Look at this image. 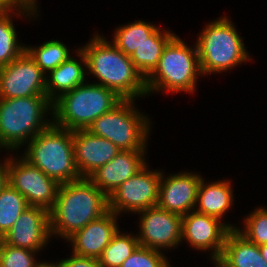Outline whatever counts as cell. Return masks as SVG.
<instances>
[{"instance_id": "cell-14", "label": "cell", "mask_w": 267, "mask_h": 267, "mask_svg": "<svg viewBox=\"0 0 267 267\" xmlns=\"http://www.w3.org/2000/svg\"><path fill=\"white\" fill-rule=\"evenodd\" d=\"M164 171L162 169L157 206L181 216L194 210L198 188L203 178L201 173L185 170L165 174Z\"/></svg>"}, {"instance_id": "cell-34", "label": "cell", "mask_w": 267, "mask_h": 267, "mask_svg": "<svg viewBox=\"0 0 267 267\" xmlns=\"http://www.w3.org/2000/svg\"><path fill=\"white\" fill-rule=\"evenodd\" d=\"M13 9L8 0H0V15L6 14Z\"/></svg>"}, {"instance_id": "cell-22", "label": "cell", "mask_w": 267, "mask_h": 267, "mask_svg": "<svg viewBox=\"0 0 267 267\" xmlns=\"http://www.w3.org/2000/svg\"><path fill=\"white\" fill-rule=\"evenodd\" d=\"M14 16L16 19L20 17L22 20L29 18L30 21H33V19L38 21L39 19L33 14L20 9H13L0 15V67L8 65L25 51L24 42L22 43V40L19 41L18 39L19 32L15 28Z\"/></svg>"}, {"instance_id": "cell-13", "label": "cell", "mask_w": 267, "mask_h": 267, "mask_svg": "<svg viewBox=\"0 0 267 267\" xmlns=\"http://www.w3.org/2000/svg\"><path fill=\"white\" fill-rule=\"evenodd\" d=\"M46 95V75L24 51L8 65L0 67V98Z\"/></svg>"}, {"instance_id": "cell-19", "label": "cell", "mask_w": 267, "mask_h": 267, "mask_svg": "<svg viewBox=\"0 0 267 267\" xmlns=\"http://www.w3.org/2000/svg\"><path fill=\"white\" fill-rule=\"evenodd\" d=\"M229 178L222 180L206 181L202 178L194 210L209 216L216 217L224 222L230 229H236L238 226L223 220L228 211H232L234 206V189ZM225 216V217H224Z\"/></svg>"}, {"instance_id": "cell-30", "label": "cell", "mask_w": 267, "mask_h": 267, "mask_svg": "<svg viewBox=\"0 0 267 267\" xmlns=\"http://www.w3.org/2000/svg\"><path fill=\"white\" fill-rule=\"evenodd\" d=\"M166 253L138 246L121 267H168L171 263Z\"/></svg>"}, {"instance_id": "cell-26", "label": "cell", "mask_w": 267, "mask_h": 267, "mask_svg": "<svg viewBox=\"0 0 267 267\" xmlns=\"http://www.w3.org/2000/svg\"><path fill=\"white\" fill-rule=\"evenodd\" d=\"M128 231H118L113 235L111 242L105 247L98 258L101 267H121L122 263L139 246L137 235Z\"/></svg>"}, {"instance_id": "cell-24", "label": "cell", "mask_w": 267, "mask_h": 267, "mask_svg": "<svg viewBox=\"0 0 267 267\" xmlns=\"http://www.w3.org/2000/svg\"><path fill=\"white\" fill-rule=\"evenodd\" d=\"M159 27L150 21L138 19L114 29L111 41L125 55L131 57L136 48L147 41Z\"/></svg>"}, {"instance_id": "cell-38", "label": "cell", "mask_w": 267, "mask_h": 267, "mask_svg": "<svg viewBox=\"0 0 267 267\" xmlns=\"http://www.w3.org/2000/svg\"><path fill=\"white\" fill-rule=\"evenodd\" d=\"M3 242H4V235H2L0 233V248H1L2 244H3Z\"/></svg>"}, {"instance_id": "cell-12", "label": "cell", "mask_w": 267, "mask_h": 267, "mask_svg": "<svg viewBox=\"0 0 267 267\" xmlns=\"http://www.w3.org/2000/svg\"><path fill=\"white\" fill-rule=\"evenodd\" d=\"M231 229L220 219L195 210L182 216V243L198 252H209L211 260L219 259ZM184 241V242H183Z\"/></svg>"}, {"instance_id": "cell-16", "label": "cell", "mask_w": 267, "mask_h": 267, "mask_svg": "<svg viewBox=\"0 0 267 267\" xmlns=\"http://www.w3.org/2000/svg\"><path fill=\"white\" fill-rule=\"evenodd\" d=\"M120 217L112 211H108L74 233L65 241L68 243V247L71 246V253L98 259L105 247L111 242L113 235L120 228L118 223Z\"/></svg>"}, {"instance_id": "cell-15", "label": "cell", "mask_w": 267, "mask_h": 267, "mask_svg": "<svg viewBox=\"0 0 267 267\" xmlns=\"http://www.w3.org/2000/svg\"><path fill=\"white\" fill-rule=\"evenodd\" d=\"M49 212L29 206L4 235L8 245L41 252L51 241Z\"/></svg>"}, {"instance_id": "cell-33", "label": "cell", "mask_w": 267, "mask_h": 267, "mask_svg": "<svg viewBox=\"0 0 267 267\" xmlns=\"http://www.w3.org/2000/svg\"><path fill=\"white\" fill-rule=\"evenodd\" d=\"M7 157V158H6ZM3 159L0 157V192L8 183V156Z\"/></svg>"}, {"instance_id": "cell-31", "label": "cell", "mask_w": 267, "mask_h": 267, "mask_svg": "<svg viewBox=\"0 0 267 267\" xmlns=\"http://www.w3.org/2000/svg\"><path fill=\"white\" fill-rule=\"evenodd\" d=\"M71 255L59 260L61 267H101L98 259L92 257H82L70 253Z\"/></svg>"}, {"instance_id": "cell-32", "label": "cell", "mask_w": 267, "mask_h": 267, "mask_svg": "<svg viewBox=\"0 0 267 267\" xmlns=\"http://www.w3.org/2000/svg\"><path fill=\"white\" fill-rule=\"evenodd\" d=\"M14 9H20L40 17L38 0H8Z\"/></svg>"}, {"instance_id": "cell-10", "label": "cell", "mask_w": 267, "mask_h": 267, "mask_svg": "<svg viewBox=\"0 0 267 267\" xmlns=\"http://www.w3.org/2000/svg\"><path fill=\"white\" fill-rule=\"evenodd\" d=\"M8 183L25 197L28 206L41 207L48 212L54 206L61 185L18 152L8 155Z\"/></svg>"}, {"instance_id": "cell-37", "label": "cell", "mask_w": 267, "mask_h": 267, "mask_svg": "<svg viewBox=\"0 0 267 267\" xmlns=\"http://www.w3.org/2000/svg\"><path fill=\"white\" fill-rule=\"evenodd\" d=\"M211 264H213V267H219V259L211 260Z\"/></svg>"}, {"instance_id": "cell-1", "label": "cell", "mask_w": 267, "mask_h": 267, "mask_svg": "<svg viewBox=\"0 0 267 267\" xmlns=\"http://www.w3.org/2000/svg\"><path fill=\"white\" fill-rule=\"evenodd\" d=\"M95 32L85 45L79 48L87 61V77L92 75L99 84L114 91L123 100L146 98V79L137 70L130 56L125 55L107 36Z\"/></svg>"}, {"instance_id": "cell-3", "label": "cell", "mask_w": 267, "mask_h": 267, "mask_svg": "<svg viewBox=\"0 0 267 267\" xmlns=\"http://www.w3.org/2000/svg\"><path fill=\"white\" fill-rule=\"evenodd\" d=\"M52 115V102L47 95L0 98V149L6 153L20 152L21 147L53 123Z\"/></svg>"}, {"instance_id": "cell-2", "label": "cell", "mask_w": 267, "mask_h": 267, "mask_svg": "<svg viewBox=\"0 0 267 267\" xmlns=\"http://www.w3.org/2000/svg\"><path fill=\"white\" fill-rule=\"evenodd\" d=\"M108 211V197L88 178L61 184L49 211L51 237L66 241Z\"/></svg>"}, {"instance_id": "cell-29", "label": "cell", "mask_w": 267, "mask_h": 267, "mask_svg": "<svg viewBox=\"0 0 267 267\" xmlns=\"http://www.w3.org/2000/svg\"><path fill=\"white\" fill-rule=\"evenodd\" d=\"M39 253L3 242L0 248V267H35L39 263Z\"/></svg>"}, {"instance_id": "cell-20", "label": "cell", "mask_w": 267, "mask_h": 267, "mask_svg": "<svg viewBox=\"0 0 267 267\" xmlns=\"http://www.w3.org/2000/svg\"><path fill=\"white\" fill-rule=\"evenodd\" d=\"M86 76V57L82 50L77 47L75 55H71L66 61L46 75L47 97L53 103L63 94L86 83L89 79Z\"/></svg>"}, {"instance_id": "cell-39", "label": "cell", "mask_w": 267, "mask_h": 267, "mask_svg": "<svg viewBox=\"0 0 267 267\" xmlns=\"http://www.w3.org/2000/svg\"><path fill=\"white\" fill-rule=\"evenodd\" d=\"M219 267H226V266L219 260Z\"/></svg>"}, {"instance_id": "cell-7", "label": "cell", "mask_w": 267, "mask_h": 267, "mask_svg": "<svg viewBox=\"0 0 267 267\" xmlns=\"http://www.w3.org/2000/svg\"><path fill=\"white\" fill-rule=\"evenodd\" d=\"M122 100L114 91L88 80L52 103L53 124L71 131L86 130Z\"/></svg>"}, {"instance_id": "cell-9", "label": "cell", "mask_w": 267, "mask_h": 267, "mask_svg": "<svg viewBox=\"0 0 267 267\" xmlns=\"http://www.w3.org/2000/svg\"><path fill=\"white\" fill-rule=\"evenodd\" d=\"M161 178L162 169L151 170L147 163L108 197L109 211L123 217L157 206Z\"/></svg>"}, {"instance_id": "cell-25", "label": "cell", "mask_w": 267, "mask_h": 267, "mask_svg": "<svg viewBox=\"0 0 267 267\" xmlns=\"http://www.w3.org/2000/svg\"><path fill=\"white\" fill-rule=\"evenodd\" d=\"M68 48L69 47L62 41H59V39L46 40L36 46L25 44V51L41 68L45 75L49 74L53 69L57 68L75 53V51L73 52Z\"/></svg>"}, {"instance_id": "cell-17", "label": "cell", "mask_w": 267, "mask_h": 267, "mask_svg": "<svg viewBox=\"0 0 267 267\" xmlns=\"http://www.w3.org/2000/svg\"><path fill=\"white\" fill-rule=\"evenodd\" d=\"M148 151L121 150L88 179L109 197L123 182L139 172L148 162Z\"/></svg>"}, {"instance_id": "cell-35", "label": "cell", "mask_w": 267, "mask_h": 267, "mask_svg": "<svg viewBox=\"0 0 267 267\" xmlns=\"http://www.w3.org/2000/svg\"><path fill=\"white\" fill-rule=\"evenodd\" d=\"M55 262L54 261L49 262V260L48 261L39 260V263L35 267H61L59 264V259H57V261L55 260Z\"/></svg>"}, {"instance_id": "cell-36", "label": "cell", "mask_w": 267, "mask_h": 267, "mask_svg": "<svg viewBox=\"0 0 267 267\" xmlns=\"http://www.w3.org/2000/svg\"><path fill=\"white\" fill-rule=\"evenodd\" d=\"M259 249L261 251L262 257L267 262V244L259 246Z\"/></svg>"}, {"instance_id": "cell-8", "label": "cell", "mask_w": 267, "mask_h": 267, "mask_svg": "<svg viewBox=\"0 0 267 267\" xmlns=\"http://www.w3.org/2000/svg\"><path fill=\"white\" fill-rule=\"evenodd\" d=\"M135 101L122 100L112 110L94 120L86 130L108 139L120 151H148L153 123L150 115L136 107Z\"/></svg>"}, {"instance_id": "cell-6", "label": "cell", "mask_w": 267, "mask_h": 267, "mask_svg": "<svg viewBox=\"0 0 267 267\" xmlns=\"http://www.w3.org/2000/svg\"><path fill=\"white\" fill-rule=\"evenodd\" d=\"M21 156L59 184L81 179L74 158L73 131L53 123L24 147ZM23 153V154H22Z\"/></svg>"}, {"instance_id": "cell-27", "label": "cell", "mask_w": 267, "mask_h": 267, "mask_svg": "<svg viewBox=\"0 0 267 267\" xmlns=\"http://www.w3.org/2000/svg\"><path fill=\"white\" fill-rule=\"evenodd\" d=\"M28 207L25 197L7 183L0 192V233L5 235Z\"/></svg>"}, {"instance_id": "cell-28", "label": "cell", "mask_w": 267, "mask_h": 267, "mask_svg": "<svg viewBox=\"0 0 267 267\" xmlns=\"http://www.w3.org/2000/svg\"><path fill=\"white\" fill-rule=\"evenodd\" d=\"M258 207V208H257ZM236 230L248 241L262 246L267 244V208L266 206H256L243 219L242 227L238 226Z\"/></svg>"}, {"instance_id": "cell-21", "label": "cell", "mask_w": 267, "mask_h": 267, "mask_svg": "<svg viewBox=\"0 0 267 267\" xmlns=\"http://www.w3.org/2000/svg\"><path fill=\"white\" fill-rule=\"evenodd\" d=\"M219 260L226 267H267L259 246L248 241L236 229L228 232Z\"/></svg>"}, {"instance_id": "cell-18", "label": "cell", "mask_w": 267, "mask_h": 267, "mask_svg": "<svg viewBox=\"0 0 267 267\" xmlns=\"http://www.w3.org/2000/svg\"><path fill=\"white\" fill-rule=\"evenodd\" d=\"M73 151L80 176L88 178L110 162L120 149L108 139L95 136L87 130H76L73 131Z\"/></svg>"}, {"instance_id": "cell-23", "label": "cell", "mask_w": 267, "mask_h": 267, "mask_svg": "<svg viewBox=\"0 0 267 267\" xmlns=\"http://www.w3.org/2000/svg\"><path fill=\"white\" fill-rule=\"evenodd\" d=\"M175 35L172 30L159 27L147 41L136 48L130 58L145 79L157 67L165 46Z\"/></svg>"}, {"instance_id": "cell-11", "label": "cell", "mask_w": 267, "mask_h": 267, "mask_svg": "<svg viewBox=\"0 0 267 267\" xmlns=\"http://www.w3.org/2000/svg\"><path fill=\"white\" fill-rule=\"evenodd\" d=\"M135 214L138 215V229L136 233L139 245L159 251H172L181 245L182 216L161 209L151 207Z\"/></svg>"}, {"instance_id": "cell-4", "label": "cell", "mask_w": 267, "mask_h": 267, "mask_svg": "<svg viewBox=\"0 0 267 267\" xmlns=\"http://www.w3.org/2000/svg\"><path fill=\"white\" fill-rule=\"evenodd\" d=\"M195 44L203 77L234 70L253 60L231 16L223 15L205 24Z\"/></svg>"}, {"instance_id": "cell-5", "label": "cell", "mask_w": 267, "mask_h": 267, "mask_svg": "<svg viewBox=\"0 0 267 267\" xmlns=\"http://www.w3.org/2000/svg\"><path fill=\"white\" fill-rule=\"evenodd\" d=\"M188 45L175 35L165 46L159 63L146 78L148 97L155 93H197L200 68L196 44ZM198 80V81H197Z\"/></svg>"}]
</instances>
